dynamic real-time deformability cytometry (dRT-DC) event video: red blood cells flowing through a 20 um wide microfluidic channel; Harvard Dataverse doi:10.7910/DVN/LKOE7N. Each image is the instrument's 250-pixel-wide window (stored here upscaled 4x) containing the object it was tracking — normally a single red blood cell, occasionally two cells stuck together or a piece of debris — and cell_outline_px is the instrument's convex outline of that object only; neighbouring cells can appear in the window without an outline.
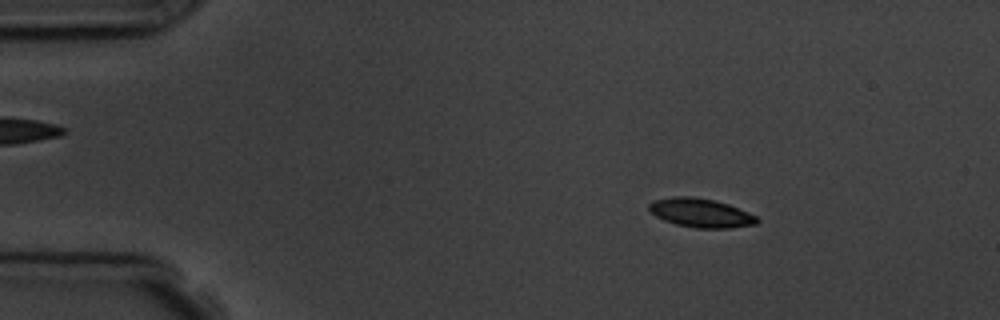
{"species": "common noctule bat (a hibernating species)", "species_latin": "Nyctalus noctula", "temperature_condition": "room temperature", "stored_images_in_passage": 3, "camera_frame_rate_fps": 3000, "um_per_image_px": 0.085, "animal": {"sex": "male", "body_mass_g": 19.5, "forearm_length_mm": 54.6}, "frame": {"image": 1, "passage_image": 1, "time_ms": 0.0, "image_size_px": [1000, 320], "cell_outline_px": [[760, 220], [756, 224], [732, 228], [696, 228], [676, 224], [664, 220], [656, 216], [648, 208], [648, 204], [652, 200], [672, 196], [696, 196], [728, 204], [748, 212], [756, 216]], "centroid_in_image_um": [59.55, 18.09], "position_along_channel_um": 25.4, "area_um2": 18.26}}